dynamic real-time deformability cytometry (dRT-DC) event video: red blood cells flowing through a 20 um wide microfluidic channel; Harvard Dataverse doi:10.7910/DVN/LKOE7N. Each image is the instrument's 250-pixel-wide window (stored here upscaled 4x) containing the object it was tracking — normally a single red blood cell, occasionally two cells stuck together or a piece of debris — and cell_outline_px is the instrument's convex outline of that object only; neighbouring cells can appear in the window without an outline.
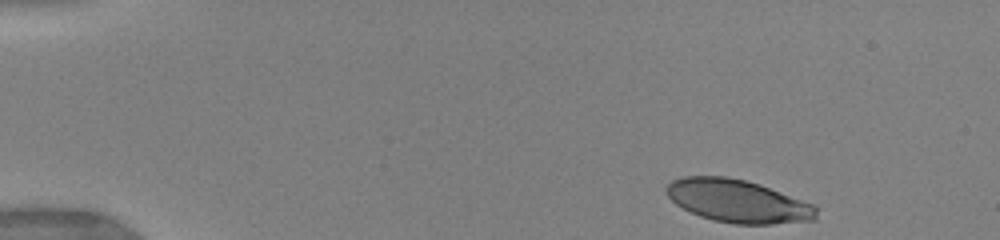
{"species": "human", "species_latin": "Homo sapiens", "temperature_condition": "warm", "stored_images_in_passage": 13, "camera_frame_rate_fps": 3000, "um_per_image_px": 0.085, "donor": {"sex": "female"}, "frame": {"image": 1, "passage_image": 1, "time_ms": 0.0, "image_size_px": [1000, 240], "cell_outline_px": [[816, 220], [772, 224], [736, 224], [712, 220], [700, 216], [676, 204], [668, 196], [668, 184], [672, 180], [684, 176], [728, 176], [760, 184], [812, 204], [816, 208]], "centroid_in_image_um": [62.72, 17.09], "position_along_channel_um": 22.3, "area_um2": 37.11}}
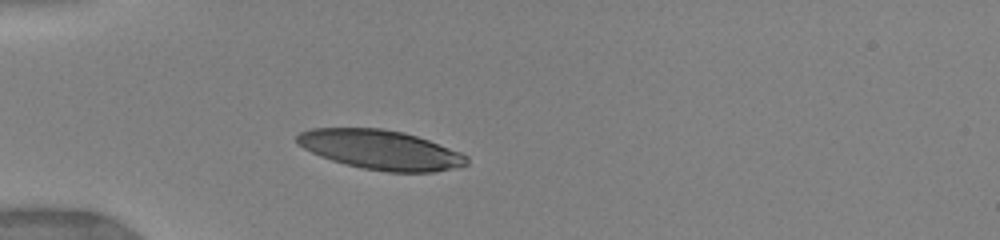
{"frame": {"image": 2, "passage_image": 11, "time_ms": 3.0, "image_size_px": [1000, 240], "cell_outline_px": [[468, 164], [436, 172], [388, 172], [364, 168], [344, 164], [320, 156], [296, 144], [296, 136], [300, 132], [312, 128], [380, 128], [404, 132], [428, 140], [460, 152], [468, 156]], "centroid_in_image_um": [32.33, 12.73], "position_along_channel_um": 52.7, "area_um2": 38.9}}